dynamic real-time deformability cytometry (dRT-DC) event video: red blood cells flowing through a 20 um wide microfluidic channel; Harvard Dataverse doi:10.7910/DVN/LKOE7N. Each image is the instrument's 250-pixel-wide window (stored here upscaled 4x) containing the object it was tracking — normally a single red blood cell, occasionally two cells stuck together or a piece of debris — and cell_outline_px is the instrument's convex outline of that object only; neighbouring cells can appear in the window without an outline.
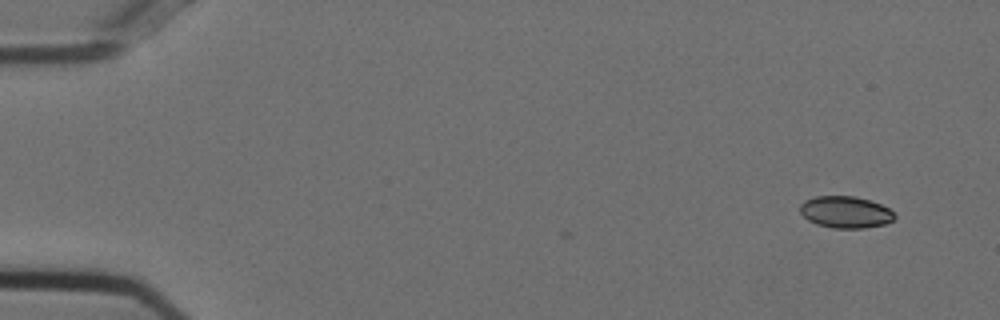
{"species": "Egyptian fruit bat (a non-hibernating species)", "species_latin": "Rousettus aegyptiacus", "temperature_condition": "cold", "stored_images_in_passage": 2, "camera_frame_rate_fps": 3000, "um_per_image_px": 0.085, "animal": {"sex": "female"}, "frame": {"image": 1, "passage_image": 2, "time_ms": 0.333, "image_size_px": [1000, 320], "cell_outline_px": [[896, 216], [892, 220], [884, 224], [864, 228], [832, 228], [816, 224], [808, 220], [800, 212], [800, 204], [804, 200], [816, 196], [856, 196], [880, 204], [888, 208]], "centroid_in_image_um": [71.84, 18.03], "position_along_channel_um": 13.2, "area_um2": 17.46}}